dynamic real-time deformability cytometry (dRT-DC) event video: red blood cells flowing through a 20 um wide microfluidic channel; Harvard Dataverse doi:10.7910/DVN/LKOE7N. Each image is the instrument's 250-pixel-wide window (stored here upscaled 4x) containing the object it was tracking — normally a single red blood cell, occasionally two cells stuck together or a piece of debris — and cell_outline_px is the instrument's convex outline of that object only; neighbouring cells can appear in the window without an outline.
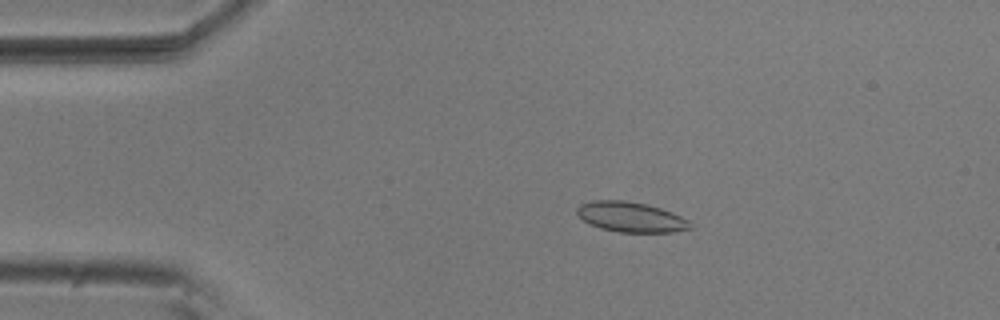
{"species": "common noctule bat (a hibernating species)", "species_latin": "Nyctalus noctula", "temperature_condition": "room temperature", "stored_images_in_passage": 6, "camera_frame_rate_fps": 3000, "um_per_image_px": 0.085, "animal": {"sex": "male", "body_mass_g": 20.5, "forearm_length_mm": 52.5}, "frame": {"image": 1, "passage_image": 3, "time_ms": 0.667, "image_size_px": [1000, 320], "cell_outline_px": [[692, 228], [672, 232], [620, 232], [600, 228], [588, 224], [576, 212], [576, 208], [580, 204], [592, 200], [624, 200], [648, 204], [672, 212], [688, 220], [692, 224]], "centroid_in_image_um": [53.61, 18.44], "position_along_channel_um": 31.4, "area_um2": 19.94}}
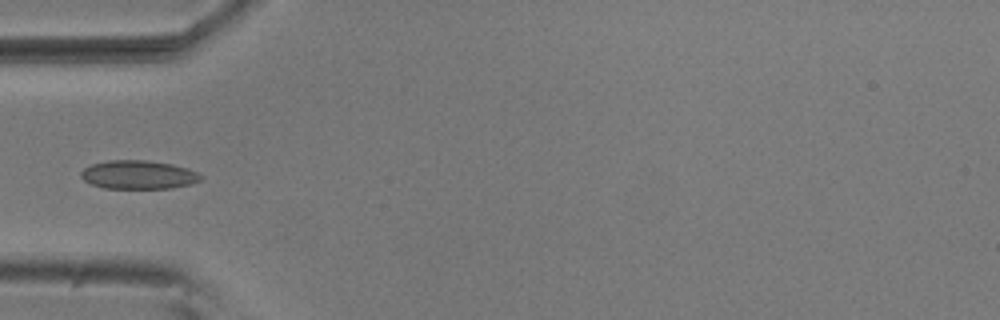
{"frame": {"image": 2, "passage_image": 5, "time_ms": 1.333, "image_size_px": [1000, 320], "cell_outline_px": [[204, 176], [200, 180], [192, 184], [172, 188], [104, 188], [92, 184], [84, 180], [80, 176], [80, 172], [84, 168], [92, 164], [108, 160], [144, 160], [172, 164], [188, 168]], "centroid_in_image_um": [11.77, 14.85], "position_along_channel_um": 73.2, "area_um2": 20.0}}
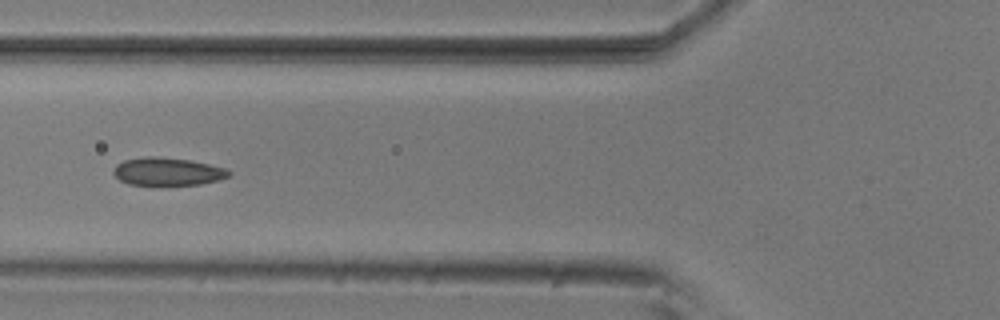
{"frame": {"image": 3, "passage_image": 6, "time_ms": 1.667, "image_size_px": [1000, 320], "cell_outline_px": [[232, 172], [228, 176], [220, 180], [200, 184], [128, 184], [120, 180], [112, 172], [112, 168], [116, 164], [124, 160], [144, 156], [156, 156], [188, 160], [208, 164], [224, 168]], "centroid_in_image_um": [14.2, 14.57], "position_along_channel_um": 111.6, "area_um2": 18.55}}